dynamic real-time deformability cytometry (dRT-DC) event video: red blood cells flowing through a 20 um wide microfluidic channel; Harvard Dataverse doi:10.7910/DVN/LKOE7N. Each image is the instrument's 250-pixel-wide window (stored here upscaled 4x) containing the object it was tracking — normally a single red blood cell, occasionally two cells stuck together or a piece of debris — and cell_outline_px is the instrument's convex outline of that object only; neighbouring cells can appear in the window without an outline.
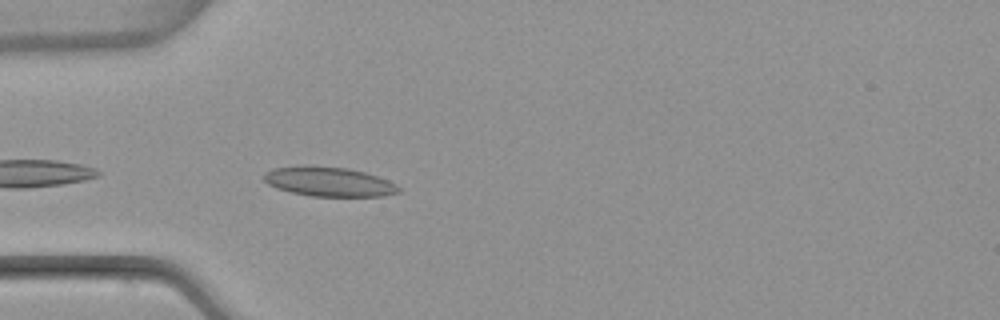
{"species": "common noctule bat (a hibernating species)", "species_latin": "Nyctalus noctula", "temperature_condition": "warm", "stored_images_in_passage": 3, "camera_frame_rate_fps": 3000, "um_per_image_px": 0.085, "animal": {"sex": "female", "body_mass_g": 22.7, "forearm_length_mm": 54.2}, "frame": {"image": 1, "passage_image": 3, "time_ms": 2.667, "image_size_px": [1000, 320], "cell_outline_px": [[400, 192], [384, 196], [312, 196], [292, 192], [276, 188], [268, 184], [264, 180], [264, 172], [272, 168], [304, 164], [348, 168], [364, 172], [388, 180], [396, 184], [400, 188]], "centroid_in_image_um": [27.92, 15.42], "position_along_channel_um": 57.1, "area_um2": 23.35}}